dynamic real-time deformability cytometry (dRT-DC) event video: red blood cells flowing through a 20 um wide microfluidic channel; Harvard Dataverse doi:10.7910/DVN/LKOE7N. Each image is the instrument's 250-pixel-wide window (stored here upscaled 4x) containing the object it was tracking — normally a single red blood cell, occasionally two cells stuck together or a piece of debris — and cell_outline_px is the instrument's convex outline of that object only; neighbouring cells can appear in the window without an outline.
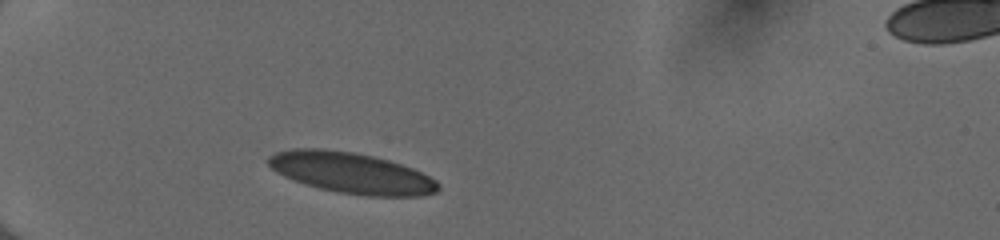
{"species": "human", "species_latin": "Homo sapiens", "temperature_condition": "cold", "stored_images_in_passage": 32, "camera_frame_rate_fps": 3000, "um_per_image_px": 0.085, "donor": {"sex": "female"}, "frame": {"image": 1, "passage_image": 1, "time_ms": 0.0, "image_size_px": [1000, 240], "cell_outline_px": [[440, 188], [436, 192], [420, 196], [364, 196], [340, 192], [320, 188], [304, 184], [284, 176], [276, 172], [268, 164], [268, 156], [276, 152], [292, 148], [324, 148], [356, 152], [388, 160], [412, 168], [436, 180], [440, 184]], "centroid_in_image_um": [29.85, 14.69], "position_along_channel_um": 55.1, "area_um2": 40.52}}
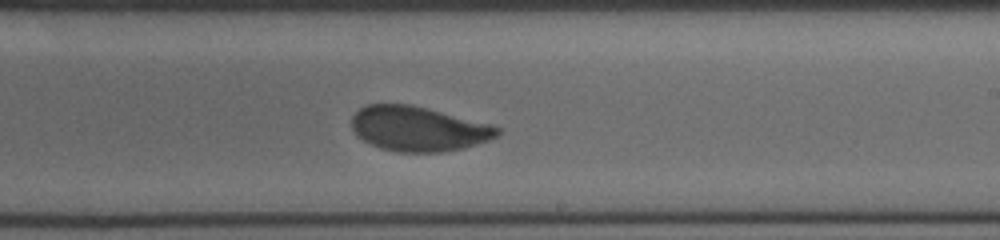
{"frame": {"image": 2, "passage_image": 18, "time_ms": 5.667, "image_size_px": [1000, 240], "cell_outline_px": [[500, 132], [496, 136], [488, 140], [464, 148], [444, 152], [396, 152], [380, 148], [356, 136], [352, 128], [352, 116], [360, 108], [368, 104], [408, 104], [492, 124], [500, 128]], "centroid_in_image_um": [35.54, 10.95], "position_along_channel_um": 253.5, "area_um2": 37.86}}
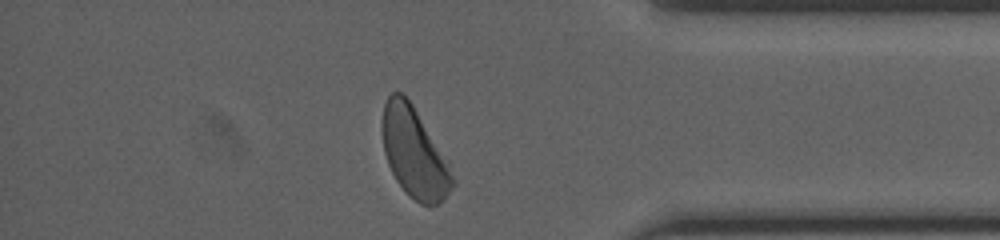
{"frame": {"image": 3, "passage_image": 30, "time_ms": 9.667, "image_size_px": [1000, 240], "cell_outline_px": [[456, 184], [444, 200], [440, 204], [420, 204], [404, 192], [396, 180], [388, 164], [384, 152], [380, 128], [384, 104], [388, 96], [392, 92], [400, 92], [412, 104], [448, 160], [456, 180]], "centroid_in_image_um": [35.22, 13.01], "position_along_channel_um": 400.0, "area_um2": 37.22}, "authors_computed_cell_mechanics": {"area_um2": 39.1306, "velocity_mm_per_s": 4.015, "shape_relaxation_time_tau1_ms": 3.3872, "shape_relaxation_time_tau2_ms": null, "deformation_change_tau1": 0.1083, "deformation_change_tau2": null}}